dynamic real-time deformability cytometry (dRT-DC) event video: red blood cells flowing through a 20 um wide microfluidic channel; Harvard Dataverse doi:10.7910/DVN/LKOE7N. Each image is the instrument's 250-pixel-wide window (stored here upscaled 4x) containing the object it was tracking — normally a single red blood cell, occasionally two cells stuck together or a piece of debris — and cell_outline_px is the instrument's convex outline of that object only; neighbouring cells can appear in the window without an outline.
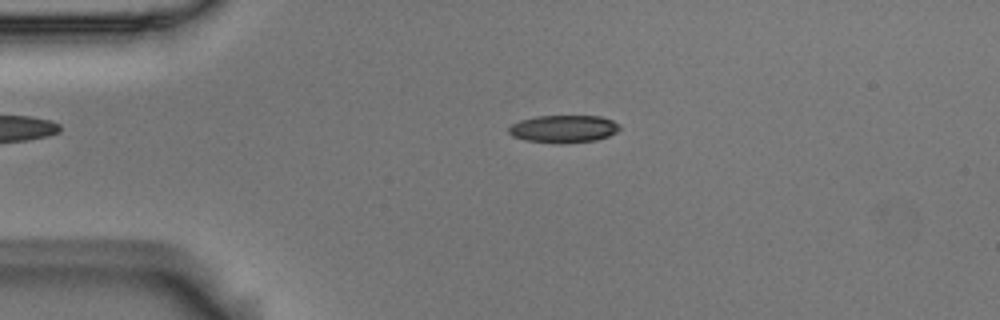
{"species": "Egyptian fruit bat (a non-hibernating species)", "species_latin": "Rousettus aegyptiacus", "temperature_condition": "room temperature", "stored_images_in_passage": 53, "camera_frame_rate_fps": 3000, "um_per_image_px": 0.085, "animal": {"sex": "male"}, "frame": {"image": 1, "passage_image": 11, "time_ms": 3.333, "image_size_px": [1000, 320], "cell_outline_px": [[620, 128], [616, 132], [608, 136], [596, 140], [528, 140], [512, 136], [508, 132], [508, 128], [512, 124], [520, 120], [536, 116], [600, 116], [612, 120], [620, 124]], "centroid_in_image_um": [47.92, 10.89], "position_along_channel_um": 37.1, "area_um2": 16.82}}
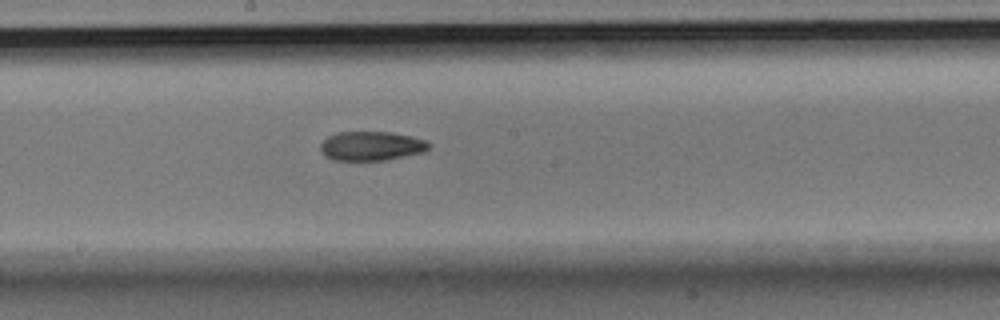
{"frame": {"image": 2, "passage_image": 28, "time_ms": 9.0, "image_size_px": [1000, 320], "cell_outline_px": [[432, 144], [424, 152], [384, 160], [332, 160], [324, 156], [320, 148], [320, 144], [328, 136], [340, 132], [392, 132], [412, 136], [424, 140]], "centroid_in_image_um": [31.56, 12.41], "position_along_channel_um": 216.6, "area_um2": 18.44}}
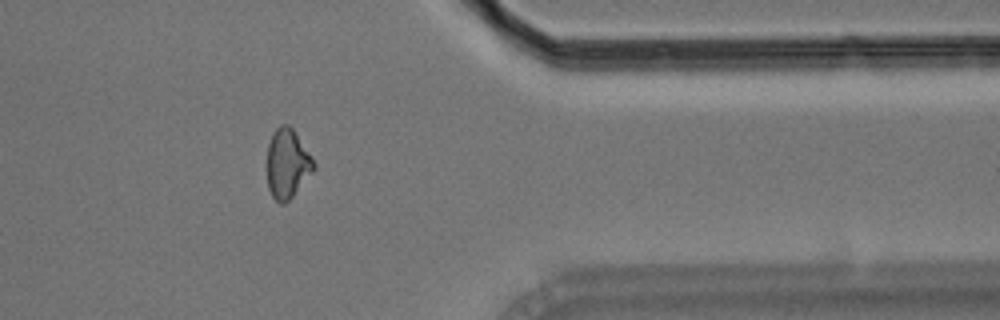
{"frame": {"image": 3, "passage_image": 43, "time_ms": 14.0, "image_size_px": [1000, 320], "cell_outline_px": [[316, 168], [292, 196], [284, 204], [280, 204], [272, 196], [268, 188], [268, 144], [272, 132], [280, 124], [288, 124], [292, 128], [312, 156], [316, 164]], "centroid_in_image_um": [24.43, 13.89], "position_along_channel_um": 387.0, "area_um2": 18.79}, "authors_computed_cell_mechanics": {"area_um2": 18.6694, "velocity_mm_per_s": 3.7249, "shape_relaxation_time_tau1_ms": 4.5812, "shape_relaxation_time_tau2_ms": 9.2024, "deformation_change_tau1": 0.1456, "deformation_change_tau2": 0.1694}}